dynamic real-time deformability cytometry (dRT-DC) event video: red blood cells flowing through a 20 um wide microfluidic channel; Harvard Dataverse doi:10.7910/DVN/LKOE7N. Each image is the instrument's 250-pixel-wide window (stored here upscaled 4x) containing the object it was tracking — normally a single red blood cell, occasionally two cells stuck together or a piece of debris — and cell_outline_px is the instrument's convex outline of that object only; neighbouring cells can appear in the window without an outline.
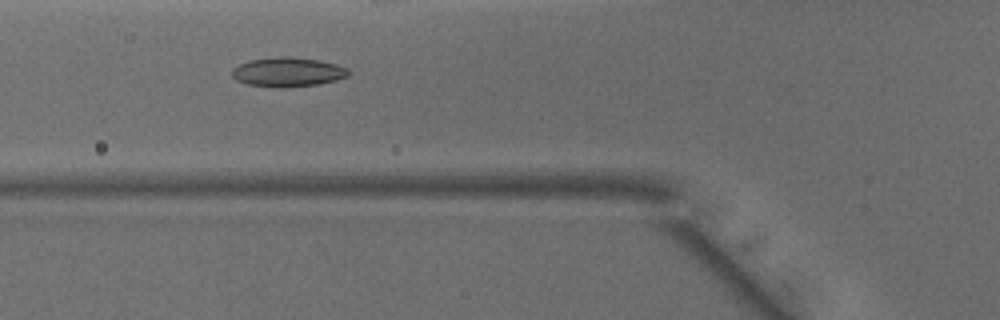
{"species": "common noctule bat (a hibernating species)", "species_latin": "Nyctalus noctula", "temperature_condition": "warm", "stored_images_in_passage": 48, "camera_frame_rate_fps": 3000, "um_per_image_px": 0.085, "animal": {"sex": "male", "body_mass_g": 15.6}, "frame": {"image": 1, "passage_image": 17, "time_ms": 5.333, "image_size_px": [1000, 320], "cell_outline_px": [[352, 72], [348, 76], [336, 80], [316, 84], [284, 88], [276, 88], [248, 84], [236, 80], [232, 76], [232, 68], [248, 60], [276, 56], [288, 56], [320, 60], [336, 64], [348, 68]], "centroid_in_image_um": [24.47, 6.11], "position_along_channel_um": 101.3, "area_um2": 20.17}}
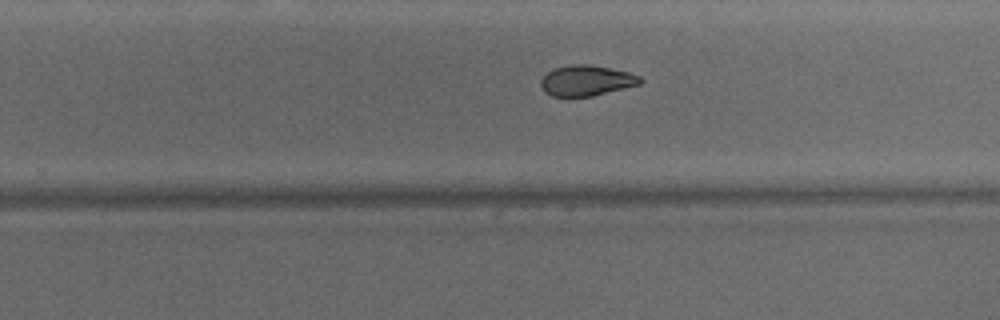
{"frame": {"image": 2, "passage_image": 30, "time_ms": 9.667, "image_size_px": [1000, 320], "cell_outline_px": [[644, 80], [640, 84], [592, 96], [552, 96], [544, 92], [540, 84], [540, 80], [548, 72], [556, 68], [568, 64], [588, 64], [628, 72], [640, 76]], "centroid_in_image_um": [49.84, 6.85], "position_along_channel_um": 280.0, "area_um2": 17.57}}
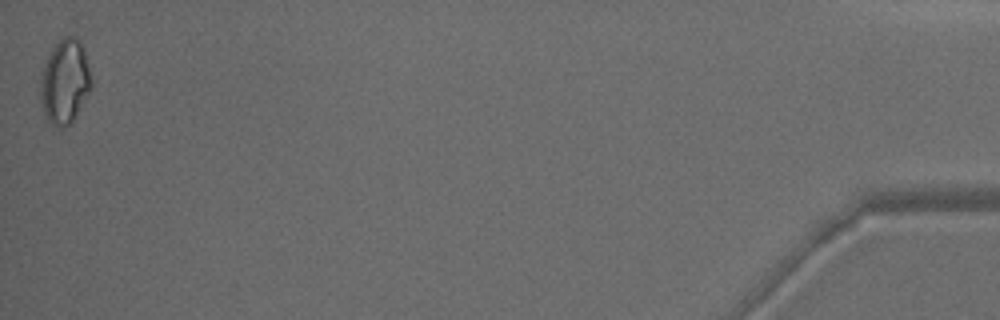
{"frame": {"image": 3, "passage_image": 48, "time_ms": 15.667, "image_size_px": [1000, 320], "cell_outline_px": [[92, 84], [88, 92], [72, 120], [68, 124], [60, 128], [52, 124], [48, 120], [44, 112], [40, 100], [40, 80], [44, 64], [52, 48], [64, 36], [72, 36], [80, 40], [88, 64], [92, 80]], "centroid_in_image_um": [5.49, 6.91], "position_along_channel_um": 429.7, "area_um2": 24.51}, "authors_computed_cell_mechanics": {"area_um2": 19.4786, "velocity_mm_per_s": 4.1163, "shape_relaxation_time_tau1_ms": null, "shape_relaxation_time_tau2_ms": 3.0913, "deformation_change_tau1": null, "deformation_change_tau2": 0.0726}}